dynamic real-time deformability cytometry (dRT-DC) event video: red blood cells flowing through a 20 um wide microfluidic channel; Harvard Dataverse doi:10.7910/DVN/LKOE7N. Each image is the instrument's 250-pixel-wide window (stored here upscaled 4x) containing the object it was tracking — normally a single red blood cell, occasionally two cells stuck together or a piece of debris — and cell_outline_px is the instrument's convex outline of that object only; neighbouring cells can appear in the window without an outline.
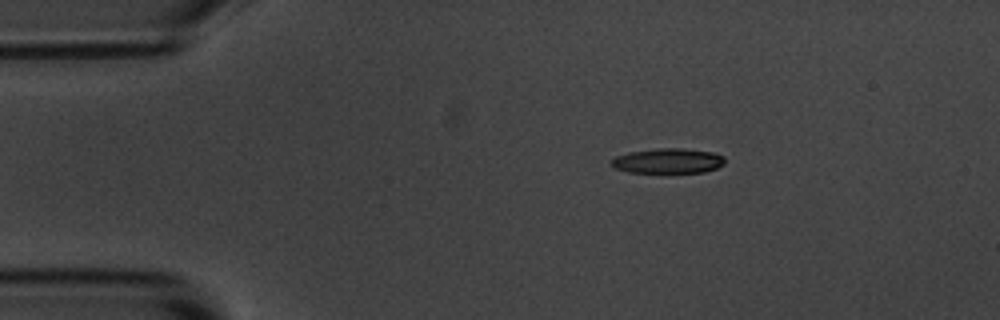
{"species": "common noctule bat (a hibernating species)", "species_latin": "Nyctalus noctula", "temperature_condition": "room temperature", "stored_images_in_passage": 4, "camera_frame_rate_fps": 3000, "um_per_image_px": 0.085, "animal": {"sex": "male", "body_mass_g": 20.1, "forearm_length_mm": 53.5}, "frame": {"image": 1, "passage_image": 1, "time_ms": 0.0, "image_size_px": [1000, 320], "cell_outline_px": [[724, 164], [716, 168], [704, 172], [628, 172], [616, 168], [612, 164], [612, 160], [616, 156], [628, 152], [656, 148], [684, 148], [712, 152], [724, 156]], "centroid_in_image_um": [56.8, 13.66], "position_along_channel_um": 28.2, "area_um2": 16.42}}
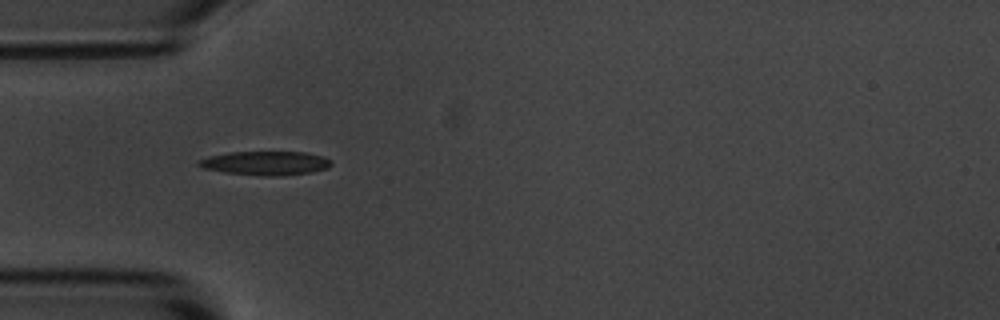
{"frame": {"image": 2, "passage_image": 3, "time_ms": 2.333, "image_size_px": [1000, 320], "cell_outline_px": [[332, 164], [328, 168], [312, 172], [276, 176], [268, 176], [224, 172], [204, 168], [196, 164], [196, 160], [208, 156], [228, 152], [304, 152], [324, 156], [332, 160]], "centroid_in_image_um": [22.57, 13.86], "position_along_channel_um": 62.4, "area_um2": 18.55}}